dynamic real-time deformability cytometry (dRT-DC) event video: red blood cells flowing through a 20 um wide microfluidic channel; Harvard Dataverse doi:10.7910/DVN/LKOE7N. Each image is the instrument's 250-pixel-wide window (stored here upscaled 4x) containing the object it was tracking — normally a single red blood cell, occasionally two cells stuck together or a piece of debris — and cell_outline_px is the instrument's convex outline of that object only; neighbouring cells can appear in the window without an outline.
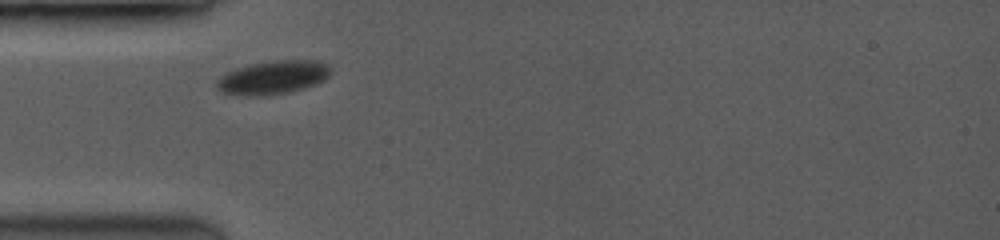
{"species": "common noctule bat (a hibernating species)", "species_latin": "Nyctalus noctula", "temperature_condition": "room temperature", "stored_images_in_passage": 64, "camera_frame_rate_fps": 3500, "um_per_image_px": 0.085, "animal": {"sex": "female", "body_mass_g": 19.0, "forearm_length_mm": 53.3}, "frame": {"image": 1, "passage_image": 1, "time_ms": 0.0, "image_size_px": [1000, 240], "cell_outline_px": [[328, 76], [324, 80], [300, 88], [284, 92], [224, 92], [216, 84], [228, 72], [252, 64], [272, 60], [312, 60], [328, 64]], "centroid_in_image_um": [23.31, 6.49], "position_along_channel_um": 61.7, "area_um2": 20.17}}
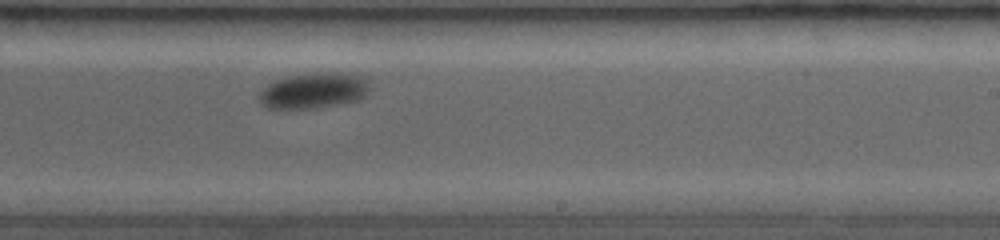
{"frame": {"image": 2, "passage_image": 31, "time_ms": 5.429, "image_size_px": [1000, 240], "cell_outline_px": [[364, 92], [356, 100], [300, 108], [268, 108], [260, 100], [260, 92], [268, 84], [292, 76], [360, 76], [364, 80]], "centroid_in_image_um": [26.49, 7.76], "position_along_channel_um": 262.5, "area_um2": 20.06}}
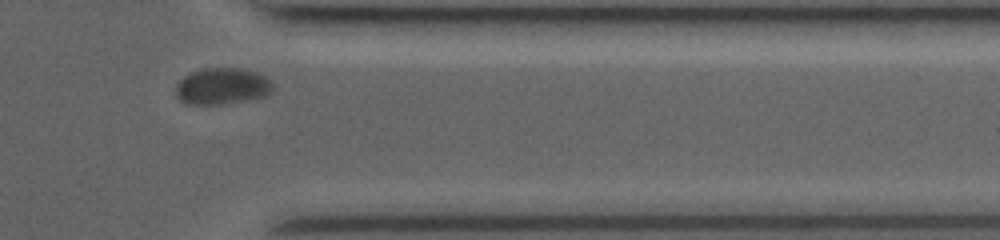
{"frame": {"image": 3, "passage_image": 53, "time_ms": 8.857, "image_size_px": [1000, 240], "cell_outline_px": [[272, 92], [264, 96], [248, 100], [224, 104], [184, 104], [176, 96], [176, 84], [184, 76], [200, 68], [236, 68], [252, 72], [268, 80], [272, 84]], "centroid_in_image_um": [18.81, 7.35], "position_along_channel_um": 392.6, "area_um2": 20.4}}